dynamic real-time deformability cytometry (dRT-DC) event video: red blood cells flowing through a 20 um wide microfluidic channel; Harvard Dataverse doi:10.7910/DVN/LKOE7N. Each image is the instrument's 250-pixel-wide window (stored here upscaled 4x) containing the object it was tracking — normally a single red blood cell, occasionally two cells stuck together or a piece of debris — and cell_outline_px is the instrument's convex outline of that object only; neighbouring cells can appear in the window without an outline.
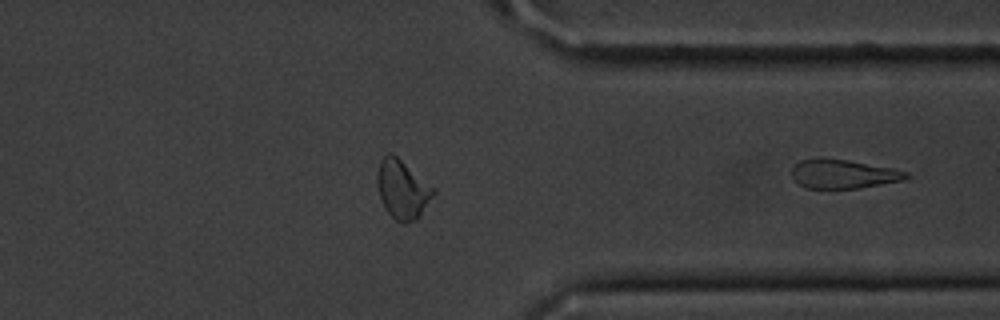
{"species": "common noctule bat (a hibernating species)", "species_latin": "Nyctalus noctula", "temperature_condition": "cold", "stored_images_in_passage": 28, "segment_of_instrument_passage": [2, 2], "camera_frame_rate_fps": 3000, "um_per_image_px": 0.085, "animal": {"sex": "male", "body_mass_g": 20.1, "forearm_length_mm": 53.5}, "frame": {"image": 1, "passage_image": 28, "time_ms": 9.0, "image_size_px": [1000, 320], "cell_outline_px": [[908, 176], [900, 180], [860, 188], [804, 188], [792, 180], [792, 168], [800, 160], [848, 160], [892, 168], [908, 172]], "centroid_in_image_um": [71.64, 14.81], "position_along_channel_um": 339.8, "area_um2": 18.73}}